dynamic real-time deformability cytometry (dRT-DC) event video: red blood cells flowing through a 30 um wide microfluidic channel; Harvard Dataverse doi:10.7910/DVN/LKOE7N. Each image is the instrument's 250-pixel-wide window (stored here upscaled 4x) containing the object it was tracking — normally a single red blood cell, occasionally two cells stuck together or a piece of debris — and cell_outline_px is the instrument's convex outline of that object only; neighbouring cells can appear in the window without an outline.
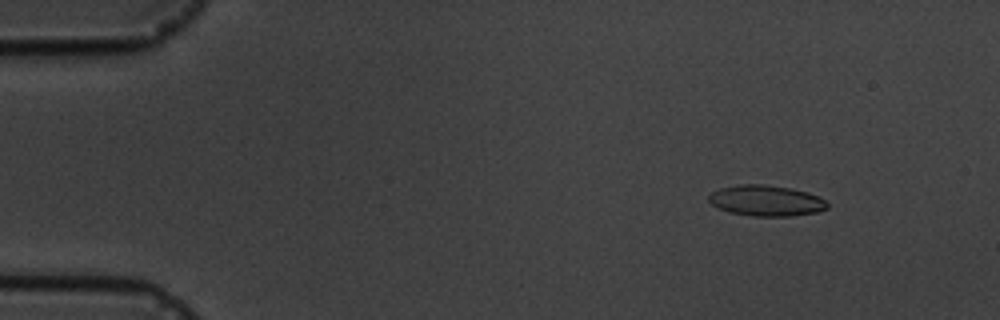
{"species": "common noctule bat (a hibernating species)", "species_latin": "Nyctalus noctula", "temperature_condition": "cold", "stored_images_in_passage": 5, "camera_frame_rate_fps": 3000, "um_per_image_px": 0.085, "animal": {"sex": "male", "body_mass_g": 19.5, "forearm_length_mm": 54.6}, "frame": {"image": 1, "passage_image": 2, "time_ms": 1.333, "image_size_px": [1000, 320], "cell_outline_px": [[828, 208], [816, 212], [792, 216], [752, 216], [728, 212], [716, 208], [708, 200], [708, 196], [712, 192], [720, 188], [740, 184], [764, 184], [792, 188], [808, 192], [824, 200], [828, 204]], "centroid_in_image_um": [65.09, 17.05], "position_along_channel_um": 19.9, "area_um2": 21.39}}
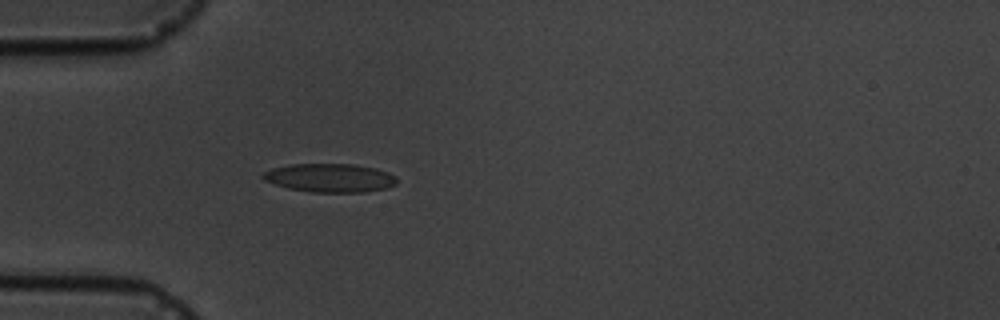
{"frame": {"image": 2, "passage_image": 5, "time_ms": 4.667, "image_size_px": [1000, 320], "cell_outline_px": [[396, 184], [388, 188], [364, 192], [312, 192], [288, 188], [264, 180], [260, 176], [264, 172], [272, 168], [292, 164], [352, 164], [376, 168], [396, 176]], "centroid_in_image_um": [28.05, 15.12], "position_along_channel_um": 57.0, "area_um2": 22.25}}